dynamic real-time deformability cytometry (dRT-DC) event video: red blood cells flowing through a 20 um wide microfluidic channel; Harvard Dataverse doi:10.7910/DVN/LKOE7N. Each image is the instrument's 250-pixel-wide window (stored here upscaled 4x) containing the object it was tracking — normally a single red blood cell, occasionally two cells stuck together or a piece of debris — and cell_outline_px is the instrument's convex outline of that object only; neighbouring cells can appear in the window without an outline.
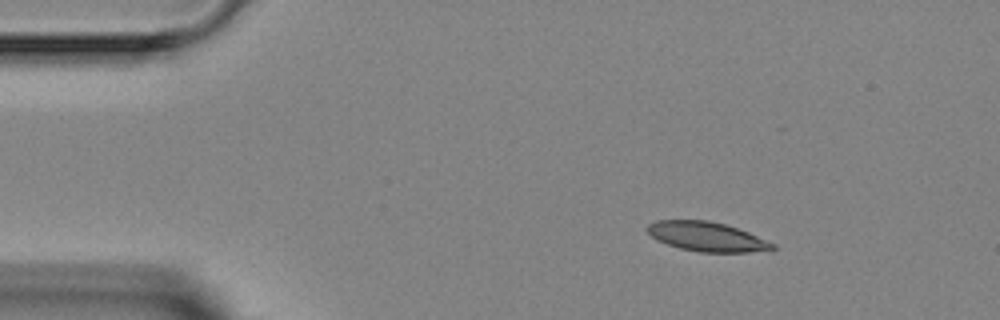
{"species": "Egyptian fruit bat (a non-hibernating species)", "species_latin": "Rousettus aegyptiacus", "temperature_condition": "room temperature", "stored_images_in_passage": 1, "camera_frame_rate_fps": 3000, "um_per_image_px": 0.085, "animal": {"sex": "female"}, "frame": {"image": 1, "passage_image": 1, "time_ms": 0.0, "image_size_px": [1000, 320], "cell_outline_px": [[776, 248], [748, 252], [700, 252], [680, 248], [668, 244], [652, 236], [644, 228], [648, 224], [656, 220], [708, 220], [724, 224], [748, 232], [776, 244]], "centroid_in_image_um": [60.06, 20.1], "position_along_channel_um": 24.9, "area_um2": 21.21}}